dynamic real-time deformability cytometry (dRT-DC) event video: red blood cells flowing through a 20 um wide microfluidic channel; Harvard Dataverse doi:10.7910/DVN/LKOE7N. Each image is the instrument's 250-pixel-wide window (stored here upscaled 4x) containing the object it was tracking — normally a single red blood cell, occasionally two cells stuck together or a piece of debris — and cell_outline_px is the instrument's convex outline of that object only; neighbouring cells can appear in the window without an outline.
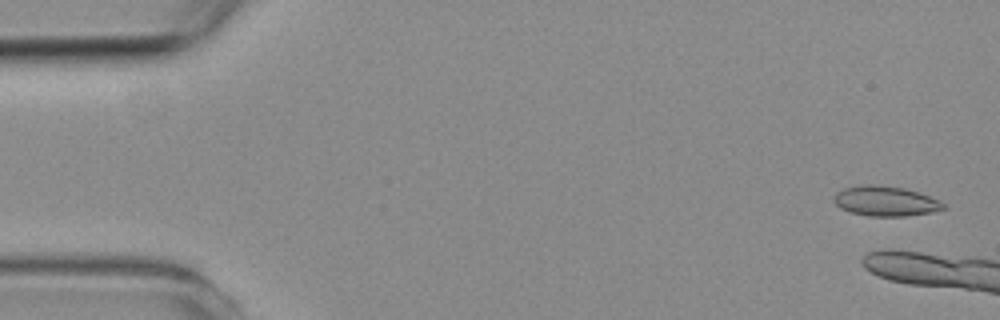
{"species": "common noctule bat (a hibernating species)", "species_latin": "Nyctalus noctula", "temperature_condition": "room temperature", "stored_images_in_passage": 7, "camera_frame_rate_fps": 3000, "um_per_image_px": 0.085, "animal": {"sex": "female", "body_mass_g": 19.3, "forearm_length_mm": 54.1}, "frame": {"image": 1, "passage_image": 1, "time_ms": 0.0, "image_size_px": [1000, 320], "cell_outline_px": [[944, 208], [932, 212], [904, 216], [868, 216], [852, 212], [840, 208], [832, 200], [836, 192], [844, 188], [860, 184], [876, 184], [904, 188], [940, 200], [944, 204]], "centroid_in_image_um": [75.22, 17.08], "position_along_channel_um": 9.8, "area_um2": 19.07}}